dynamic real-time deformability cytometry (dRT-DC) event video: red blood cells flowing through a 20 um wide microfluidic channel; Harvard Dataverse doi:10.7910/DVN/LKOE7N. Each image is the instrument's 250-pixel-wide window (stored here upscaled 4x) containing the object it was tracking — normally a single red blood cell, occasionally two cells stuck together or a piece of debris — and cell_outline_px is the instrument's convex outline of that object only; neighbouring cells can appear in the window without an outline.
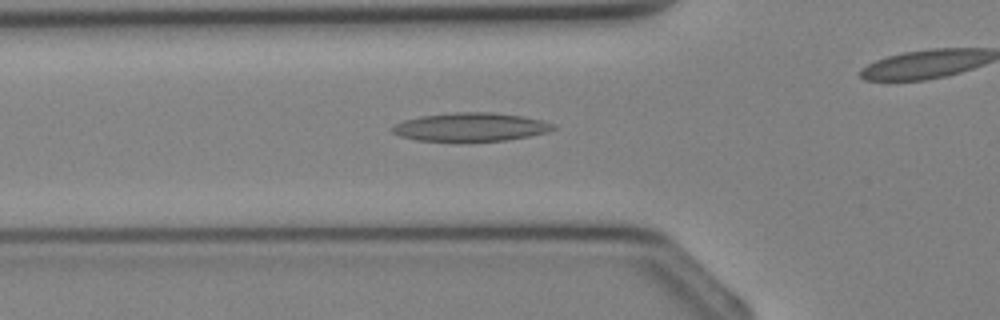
{"species": "Egyptian fruit bat (a non-hibernating species)", "species_latin": "Rousettus aegyptiacus", "temperature_condition": "cold", "stored_images_in_passage": 34, "camera_frame_rate_fps": 3000, "um_per_image_px": 0.085, "animal": {"sex": "female"}, "frame": {"image": 1, "passage_image": 11, "time_ms": 3.333, "image_size_px": [1000, 320], "cell_outline_px": [[556, 128], [548, 132], [528, 136], [504, 140], [416, 140], [400, 136], [392, 132], [392, 128], [396, 124], [404, 120], [420, 116], [456, 112], [492, 112], [524, 116], [540, 120], [552, 124]], "centroid_in_image_um": [40.0, 10.78], "position_along_channel_um": 85.8, "area_um2": 26.18}}
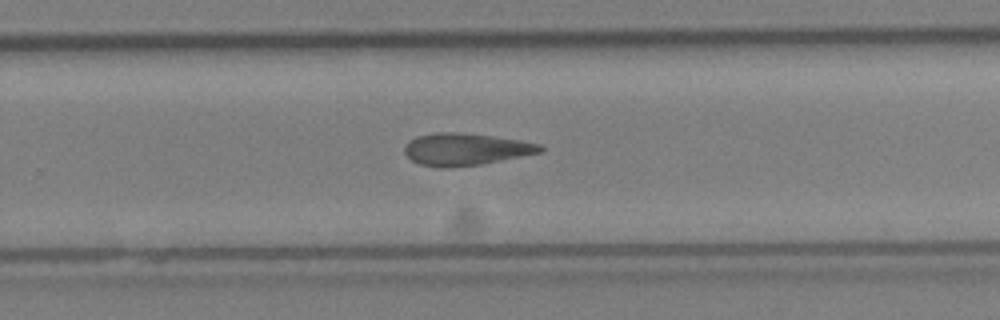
{"frame": {"image": 2, "passage_image": 22, "time_ms": 7.0, "image_size_px": [1000, 320], "cell_outline_px": [[544, 148], [540, 152], [480, 164], [448, 168], [440, 168], [420, 164], [412, 160], [404, 152], [404, 148], [416, 136], [436, 132], [460, 132], [492, 136], [520, 140], [540, 144]], "centroid_in_image_um": [39.55, 12.68], "position_along_channel_um": 290.2, "area_um2": 25.09}}
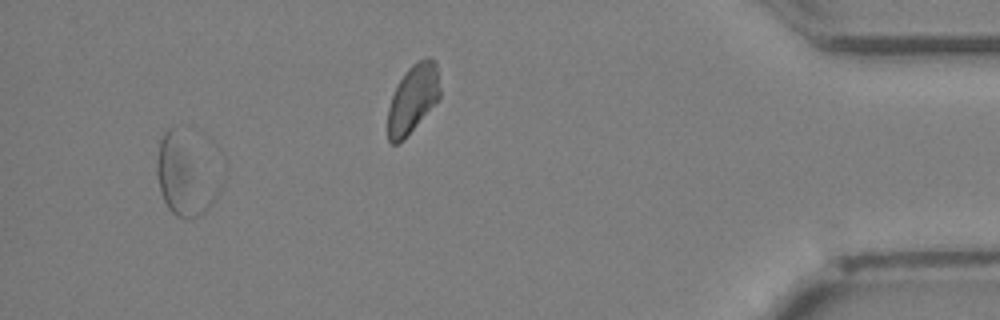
{"frame": {"image": 3, "passage_image": 33, "time_ms": 10.667, "image_size_px": [1000, 320], "cell_outline_px": [[228, 176], [216, 200], [200, 216], [176, 216], [168, 208], [160, 192], [156, 172], [156, 160], [160, 140], [164, 132], [168, 128], [180, 124], [228, 172]], "centroid_in_image_um": [15.93, 14.76], "position_along_channel_um": 419.3, "area_um2": 32.6}}